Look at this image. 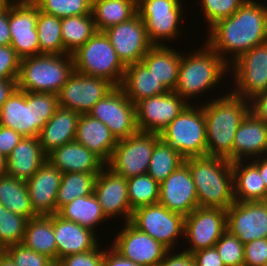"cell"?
<instances>
[{
    "instance_id": "b9f144b4",
    "label": "cell",
    "mask_w": 267,
    "mask_h": 266,
    "mask_svg": "<svg viewBox=\"0 0 267 266\" xmlns=\"http://www.w3.org/2000/svg\"><path fill=\"white\" fill-rule=\"evenodd\" d=\"M28 219L0 205V249L22 243Z\"/></svg>"
},
{
    "instance_id": "7dc6e473",
    "label": "cell",
    "mask_w": 267,
    "mask_h": 266,
    "mask_svg": "<svg viewBox=\"0 0 267 266\" xmlns=\"http://www.w3.org/2000/svg\"><path fill=\"white\" fill-rule=\"evenodd\" d=\"M96 248L60 258L62 266H104V249Z\"/></svg>"
},
{
    "instance_id": "f907efd6",
    "label": "cell",
    "mask_w": 267,
    "mask_h": 266,
    "mask_svg": "<svg viewBox=\"0 0 267 266\" xmlns=\"http://www.w3.org/2000/svg\"><path fill=\"white\" fill-rule=\"evenodd\" d=\"M22 138L15 130L0 125V154L7 158Z\"/></svg>"
},
{
    "instance_id": "6f0895ef",
    "label": "cell",
    "mask_w": 267,
    "mask_h": 266,
    "mask_svg": "<svg viewBox=\"0 0 267 266\" xmlns=\"http://www.w3.org/2000/svg\"><path fill=\"white\" fill-rule=\"evenodd\" d=\"M17 89V80L0 79V107Z\"/></svg>"
},
{
    "instance_id": "ba28073f",
    "label": "cell",
    "mask_w": 267,
    "mask_h": 266,
    "mask_svg": "<svg viewBox=\"0 0 267 266\" xmlns=\"http://www.w3.org/2000/svg\"><path fill=\"white\" fill-rule=\"evenodd\" d=\"M76 72L101 77L121 86L126 66L119 59L104 32L97 31L83 46L72 53Z\"/></svg>"
},
{
    "instance_id": "4316f807",
    "label": "cell",
    "mask_w": 267,
    "mask_h": 266,
    "mask_svg": "<svg viewBox=\"0 0 267 266\" xmlns=\"http://www.w3.org/2000/svg\"><path fill=\"white\" fill-rule=\"evenodd\" d=\"M46 160L38 137H23L6 158V174L26 181Z\"/></svg>"
},
{
    "instance_id": "60d3db41",
    "label": "cell",
    "mask_w": 267,
    "mask_h": 266,
    "mask_svg": "<svg viewBox=\"0 0 267 266\" xmlns=\"http://www.w3.org/2000/svg\"><path fill=\"white\" fill-rule=\"evenodd\" d=\"M128 199L132 210L158 203L160 184L149 174L127 179Z\"/></svg>"
},
{
    "instance_id": "db71d44e",
    "label": "cell",
    "mask_w": 267,
    "mask_h": 266,
    "mask_svg": "<svg viewBox=\"0 0 267 266\" xmlns=\"http://www.w3.org/2000/svg\"><path fill=\"white\" fill-rule=\"evenodd\" d=\"M250 112L267 124V90L249 100Z\"/></svg>"
},
{
    "instance_id": "c3c4849f",
    "label": "cell",
    "mask_w": 267,
    "mask_h": 266,
    "mask_svg": "<svg viewBox=\"0 0 267 266\" xmlns=\"http://www.w3.org/2000/svg\"><path fill=\"white\" fill-rule=\"evenodd\" d=\"M21 58L10 46H0V79L17 80Z\"/></svg>"
},
{
    "instance_id": "6da1fadb",
    "label": "cell",
    "mask_w": 267,
    "mask_h": 266,
    "mask_svg": "<svg viewBox=\"0 0 267 266\" xmlns=\"http://www.w3.org/2000/svg\"><path fill=\"white\" fill-rule=\"evenodd\" d=\"M208 30L205 43L230 65L241 54L267 41V6L246 0L231 16Z\"/></svg>"
},
{
    "instance_id": "8d00e7d4",
    "label": "cell",
    "mask_w": 267,
    "mask_h": 266,
    "mask_svg": "<svg viewBox=\"0 0 267 266\" xmlns=\"http://www.w3.org/2000/svg\"><path fill=\"white\" fill-rule=\"evenodd\" d=\"M61 32L64 49L74 53L83 46L96 32L92 14L61 18Z\"/></svg>"
},
{
    "instance_id": "d590c367",
    "label": "cell",
    "mask_w": 267,
    "mask_h": 266,
    "mask_svg": "<svg viewBox=\"0 0 267 266\" xmlns=\"http://www.w3.org/2000/svg\"><path fill=\"white\" fill-rule=\"evenodd\" d=\"M0 205L28 220L38 216L33 211L26 181L7 174L0 176Z\"/></svg>"
},
{
    "instance_id": "5bb4252c",
    "label": "cell",
    "mask_w": 267,
    "mask_h": 266,
    "mask_svg": "<svg viewBox=\"0 0 267 266\" xmlns=\"http://www.w3.org/2000/svg\"><path fill=\"white\" fill-rule=\"evenodd\" d=\"M116 86L109 80L74 71L58 93V106L88 114Z\"/></svg>"
},
{
    "instance_id": "ac0fdd59",
    "label": "cell",
    "mask_w": 267,
    "mask_h": 266,
    "mask_svg": "<svg viewBox=\"0 0 267 266\" xmlns=\"http://www.w3.org/2000/svg\"><path fill=\"white\" fill-rule=\"evenodd\" d=\"M103 32L125 66L141 62L153 46L148 38L145 23L138 14L128 21L109 27Z\"/></svg>"
},
{
    "instance_id": "f546056e",
    "label": "cell",
    "mask_w": 267,
    "mask_h": 266,
    "mask_svg": "<svg viewBox=\"0 0 267 266\" xmlns=\"http://www.w3.org/2000/svg\"><path fill=\"white\" fill-rule=\"evenodd\" d=\"M180 51L166 45H153L141 62L167 91H174L178 82Z\"/></svg>"
},
{
    "instance_id": "6125c7cd",
    "label": "cell",
    "mask_w": 267,
    "mask_h": 266,
    "mask_svg": "<svg viewBox=\"0 0 267 266\" xmlns=\"http://www.w3.org/2000/svg\"><path fill=\"white\" fill-rule=\"evenodd\" d=\"M48 266H62V264L58 260H56L51 261Z\"/></svg>"
},
{
    "instance_id": "cb8c5ba5",
    "label": "cell",
    "mask_w": 267,
    "mask_h": 266,
    "mask_svg": "<svg viewBox=\"0 0 267 266\" xmlns=\"http://www.w3.org/2000/svg\"><path fill=\"white\" fill-rule=\"evenodd\" d=\"M264 154V155H263ZM267 155V124L251 112L243 119L233 140V162Z\"/></svg>"
},
{
    "instance_id": "277c9868",
    "label": "cell",
    "mask_w": 267,
    "mask_h": 266,
    "mask_svg": "<svg viewBox=\"0 0 267 266\" xmlns=\"http://www.w3.org/2000/svg\"><path fill=\"white\" fill-rule=\"evenodd\" d=\"M58 107V94L16 89L0 107V125L23 137H38Z\"/></svg>"
},
{
    "instance_id": "2e32d148",
    "label": "cell",
    "mask_w": 267,
    "mask_h": 266,
    "mask_svg": "<svg viewBox=\"0 0 267 266\" xmlns=\"http://www.w3.org/2000/svg\"><path fill=\"white\" fill-rule=\"evenodd\" d=\"M227 212L223 209L195 208L185 217L184 237L189 248L183 250L190 254L213 247L227 231ZM191 246V247H190Z\"/></svg>"
},
{
    "instance_id": "3957f363",
    "label": "cell",
    "mask_w": 267,
    "mask_h": 266,
    "mask_svg": "<svg viewBox=\"0 0 267 266\" xmlns=\"http://www.w3.org/2000/svg\"><path fill=\"white\" fill-rule=\"evenodd\" d=\"M195 184L198 207L226 210L235 202L232 162L221 157L184 160Z\"/></svg>"
},
{
    "instance_id": "ab89813d",
    "label": "cell",
    "mask_w": 267,
    "mask_h": 266,
    "mask_svg": "<svg viewBox=\"0 0 267 266\" xmlns=\"http://www.w3.org/2000/svg\"><path fill=\"white\" fill-rule=\"evenodd\" d=\"M184 160L180 154L172 151L160 138L155 143L147 174L160 184L183 164Z\"/></svg>"
},
{
    "instance_id": "30bf717a",
    "label": "cell",
    "mask_w": 267,
    "mask_h": 266,
    "mask_svg": "<svg viewBox=\"0 0 267 266\" xmlns=\"http://www.w3.org/2000/svg\"><path fill=\"white\" fill-rule=\"evenodd\" d=\"M183 11L181 0H137V14L153 45H166L164 40H174L180 34Z\"/></svg>"
},
{
    "instance_id": "ffe728a7",
    "label": "cell",
    "mask_w": 267,
    "mask_h": 266,
    "mask_svg": "<svg viewBox=\"0 0 267 266\" xmlns=\"http://www.w3.org/2000/svg\"><path fill=\"white\" fill-rule=\"evenodd\" d=\"M227 231L242 244L267 239V201H235L227 209Z\"/></svg>"
},
{
    "instance_id": "e575fe53",
    "label": "cell",
    "mask_w": 267,
    "mask_h": 266,
    "mask_svg": "<svg viewBox=\"0 0 267 266\" xmlns=\"http://www.w3.org/2000/svg\"><path fill=\"white\" fill-rule=\"evenodd\" d=\"M57 214L69 221L76 222L82 227L96 233V225L103 223L108 218L103 213L95 194L77 197L70 203L61 207Z\"/></svg>"
},
{
    "instance_id": "ee69618b",
    "label": "cell",
    "mask_w": 267,
    "mask_h": 266,
    "mask_svg": "<svg viewBox=\"0 0 267 266\" xmlns=\"http://www.w3.org/2000/svg\"><path fill=\"white\" fill-rule=\"evenodd\" d=\"M225 266H244V244L226 231L214 245Z\"/></svg>"
},
{
    "instance_id": "d4e9b609",
    "label": "cell",
    "mask_w": 267,
    "mask_h": 266,
    "mask_svg": "<svg viewBox=\"0 0 267 266\" xmlns=\"http://www.w3.org/2000/svg\"><path fill=\"white\" fill-rule=\"evenodd\" d=\"M53 230L57 244V260L64 256L90 251L99 243L96 233L53 214Z\"/></svg>"
},
{
    "instance_id": "8fae6325",
    "label": "cell",
    "mask_w": 267,
    "mask_h": 266,
    "mask_svg": "<svg viewBox=\"0 0 267 266\" xmlns=\"http://www.w3.org/2000/svg\"><path fill=\"white\" fill-rule=\"evenodd\" d=\"M184 222V216L170 211L160 203L136 208L129 220L137 230L150 235L171 251L180 235L184 236Z\"/></svg>"
},
{
    "instance_id": "d6986e66",
    "label": "cell",
    "mask_w": 267,
    "mask_h": 266,
    "mask_svg": "<svg viewBox=\"0 0 267 266\" xmlns=\"http://www.w3.org/2000/svg\"><path fill=\"white\" fill-rule=\"evenodd\" d=\"M124 224L111 246L123 257L139 265H159L169 249L150 235L137 230L129 222Z\"/></svg>"
},
{
    "instance_id": "816d5d0a",
    "label": "cell",
    "mask_w": 267,
    "mask_h": 266,
    "mask_svg": "<svg viewBox=\"0 0 267 266\" xmlns=\"http://www.w3.org/2000/svg\"><path fill=\"white\" fill-rule=\"evenodd\" d=\"M196 266H225L215 246L192 253Z\"/></svg>"
},
{
    "instance_id": "f1b7e54d",
    "label": "cell",
    "mask_w": 267,
    "mask_h": 266,
    "mask_svg": "<svg viewBox=\"0 0 267 266\" xmlns=\"http://www.w3.org/2000/svg\"><path fill=\"white\" fill-rule=\"evenodd\" d=\"M79 118L78 112L58 107L38 135L43 151L49 154L55 148L75 141Z\"/></svg>"
},
{
    "instance_id": "680465c9",
    "label": "cell",
    "mask_w": 267,
    "mask_h": 266,
    "mask_svg": "<svg viewBox=\"0 0 267 266\" xmlns=\"http://www.w3.org/2000/svg\"><path fill=\"white\" fill-rule=\"evenodd\" d=\"M256 159L251 161H254L252 163L259 169V173L267 189V155Z\"/></svg>"
},
{
    "instance_id": "7a4b0ae2",
    "label": "cell",
    "mask_w": 267,
    "mask_h": 266,
    "mask_svg": "<svg viewBox=\"0 0 267 266\" xmlns=\"http://www.w3.org/2000/svg\"><path fill=\"white\" fill-rule=\"evenodd\" d=\"M203 104L207 156L233 162V140L237 128L250 112V102L231 92Z\"/></svg>"
},
{
    "instance_id": "be15d7a7",
    "label": "cell",
    "mask_w": 267,
    "mask_h": 266,
    "mask_svg": "<svg viewBox=\"0 0 267 266\" xmlns=\"http://www.w3.org/2000/svg\"><path fill=\"white\" fill-rule=\"evenodd\" d=\"M6 0H0V6L5 2Z\"/></svg>"
},
{
    "instance_id": "603a6c76",
    "label": "cell",
    "mask_w": 267,
    "mask_h": 266,
    "mask_svg": "<svg viewBox=\"0 0 267 266\" xmlns=\"http://www.w3.org/2000/svg\"><path fill=\"white\" fill-rule=\"evenodd\" d=\"M63 173L46 160L26 180L33 211L38 215L56 214V199Z\"/></svg>"
},
{
    "instance_id": "44dd1931",
    "label": "cell",
    "mask_w": 267,
    "mask_h": 266,
    "mask_svg": "<svg viewBox=\"0 0 267 266\" xmlns=\"http://www.w3.org/2000/svg\"><path fill=\"white\" fill-rule=\"evenodd\" d=\"M158 203L184 217L198 208L195 184L185 162L160 183Z\"/></svg>"
},
{
    "instance_id": "4dcf8cb0",
    "label": "cell",
    "mask_w": 267,
    "mask_h": 266,
    "mask_svg": "<svg viewBox=\"0 0 267 266\" xmlns=\"http://www.w3.org/2000/svg\"><path fill=\"white\" fill-rule=\"evenodd\" d=\"M234 199L238 202L267 201V189L259 169L248 161L232 162Z\"/></svg>"
},
{
    "instance_id": "5b68a950",
    "label": "cell",
    "mask_w": 267,
    "mask_h": 266,
    "mask_svg": "<svg viewBox=\"0 0 267 266\" xmlns=\"http://www.w3.org/2000/svg\"><path fill=\"white\" fill-rule=\"evenodd\" d=\"M229 68V64L204 42L201 49L188 56L181 53L178 82L174 91L190 104L189 99L220 85L224 74L230 72Z\"/></svg>"
},
{
    "instance_id": "bcb514c9",
    "label": "cell",
    "mask_w": 267,
    "mask_h": 266,
    "mask_svg": "<svg viewBox=\"0 0 267 266\" xmlns=\"http://www.w3.org/2000/svg\"><path fill=\"white\" fill-rule=\"evenodd\" d=\"M3 251L16 266H48L52 261L47 256L27 248L22 243L7 246Z\"/></svg>"
},
{
    "instance_id": "8992f818",
    "label": "cell",
    "mask_w": 267,
    "mask_h": 266,
    "mask_svg": "<svg viewBox=\"0 0 267 266\" xmlns=\"http://www.w3.org/2000/svg\"><path fill=\"white\" fill-rule=\"evenodd\" d=\"M75 71L72 54H39L22 58L17 89L58 94Z\"/></svg>"
},
{
    "instance_id": "52a82bcc",
    "label": "cell",
    "mask_w": 267,
    "mask_h": 266,
    "mask_svg": "<svg viewBox=\"0 0 267 266\" xmlns=\"http://www.w3.org/2000/svg\"><path fill=\"white\" fill-rule=\"evenodd\" d=\"M160 138L184 159L207 156L203 106L188 104L160 133Z\"/></svg>"
},
{
    "instance_id": "836d02e7",
    "label": "cell",
    "mask_w": 267,
    "mask_h": 266,
    "mask_svg": "<svg viewBox=\"0 0 267 266\" xmlns=\"http://www.w3.org/2000/svg\"><path fill=\"white\" fill-rule=\"evenodd\" d=\"M92 16L97 31L128 21L137 14V0H92Z\"/></svg>"
},
{
    "instance_id": "91938a15",
    "label": "cell",
    "mask_w": 267,
    "mask_h": 266,
    "mask_svg": "<svg viewBox=\"0 0 267 266\" xmlns=\"http://www.w3.org/2000/svg\"><path fill=\"white\" fill-rule=\"evenodd\" d=\"M0 266H16L13 260L4 252H0Z\"/></svg>"
},
{
    "instance_id": "f5cc1de1",
    "label": "cell",
    "mask_w": 267,
    "mask_h": 266,
    "mask_svg": "<svg viewBox=\"0 0 267 266\" xmlns=\"http://www.w3.org/2000/svg\"><path fill=\"white\" fill-rule=\"evenodd\" d=\"M171 250L165 255L164 260L157 266H196L192 254L186 251L170 254Z\"/></svg>"
},
{
    "instance_id": "74e56055",
    "label": "cell",
    "mask_w": 267,
    "mask_h": 266,
    "mask_svg": "<svg viewBox=\"0 0 267 266\" xmlns=\"http://www.w3.org/2000/svg\"><path fill=\"white\" fill-rule=\"evenodd\" d=\"M99 173H64L61 178L56 199V213L73 199L94 193L97 175Z\"/></svg>"
},
{
    "instance_id": "7402d4cb",
    "label": "cell",
    "mask_w": 267,
    "mask_h": 266,
    "mask_svg": "<svg viewBox=\"0 0 267 266\" xmlns=\"http://www.w3.org/2000/svg\"><path fill=\"white\" fill-rule=\"evenodd\" d=\"M94 194L108 220L123 216V220L129 222L133 210L128 199L126 178L105 166L97 175Z\"/></svg>"
},
{
    "instance_id": "d6a6232c",
    "label": "cell",
    "mask_w": 267,
    "mask_h": 266,
    "mask_svg": "<svg viewBox=\"0 0 267 266\" xmlns=\"http://www.w3.org/2000/svg\"><path fill=\"white\" fill-rule=\"evenodd\" d=\"M22 244L41 253L52 261L57 260V244L53 230V214L40 215L27 221Z\"/></svg>"
},
{
    "instance_id": "83f0119b",
    "label": "cell",
    "mask_w": 267,
    "mask_h": 266,
    "mask_svg": "<svg viewBox=\"0 0 267 266\" xmlns=\"http://www.w3.org/2000/svg\"><path fill=\"white\" fill-rule=\"evenodd\" d=\"M75 141L84 145L105 164L109 161L118 142L102 121L89 114H80Z\"/></svg>"
},
{
    "instance_id": "681fc988",
    "label": "cell",
    "mask_w": 267,
    "mask_h": 266,
    "mask_svg": "<svg viewBox=\"0 0 267 266\" xmlns=\"http://www.w3.org/2000/svg\"><path fill=\"white\" fill-rule=\"evenodd\" d=\"M267 262V239L260 238L244 244V266H264Z\"/></svg>"
},
{
    "instance_id": "e0dca14e",
    "label": "cell",
    "mask_w": 267,
    "mask_h": 266,
    "mask_svg": "<svg viewBox=\"0 0 267 266\" xmlns=\"http://www.w3.org/2000/svg\"><path fill=\"white\" fill-rule=\"evenodd\" d=\"M139 132L160 133L188 103L175 91L144 98L136 104Z\"/></svg>"
},
{
    "instance_id": "9c48e42d",
    "label": "cell",
    "mask_w": 267,
    "mask_h": 266,
    "mask_svg": "<svg viewBox=\"0 0 267 266\" xmlns=\"http://www.w3.org/2000/svg\"><path fill=\"white\" fill-rule=\"evenodd\" d=\"M159 139V133L138 131L119 140L105 166L126 179L147 174L155 143Z\"/></svg>"
},
{
    "instance_id": "f6af8a7d",
    "label": "cell",
    "mask_w": 267,
    "mask_h": 266,
    "mask_svg": "<svg viewBox=\"0 0 267 266\" xmlns=\"http://www.w3.org/2000/svg\"><path fill=\"white\" fill-rule=\"evenodd\" d=\"M246 0H200L209 28L231 16Z\"/></svg>"
},
{
    "instance_id": "4fadbf2b",
    "label": "cell",
    "mask_w": 267,
    "mask_h": 266,
    "mask_svg": "<svg viewBox=\"0 0 267 266\" xmlns=\"http://www.w3.org/2000/svg\"><path fill=\"white\" fill-rule=\"evenodd\" d=\"M88 114L102 121L117 141L138 132L136 105L126 97L120 86L100 99Z\"/></svg>"
},
{
    "instance_id": "1f68e13d",
    "label": "cell",
    "mask_w": 267,
    "mask_h": 266,
    "mask_svg": "<svg viewBox=\"0 0 267 266\" xmlns=\"http://www.w3.org/2000/svg\"><path fill=\"white\" fill-rule=\"evenodd\" d=\"M120 87L133 104H136L144 98L167 92L160 81H157L151 71L142 62L126 66Z\"/></svg>"
},
{
    "instance_id": "11a10c76",
    "label": "cell",
    "mask_w": 267,
    "mask_h": 266,
    "mask_svg": "<svg viewBox=\"0 0 267 266\" xmlns=\"http://www.w3.org/2000/svg\"><path fill=\"white\" fill-rule=\"evenodd\" d=\"M11 44V35L8 19V0L0 6V46Z\"/></svg>"
},
{
    "instance_id": "7bdbcfd3",
    "label": "cell",
    "mask_w": 267,
    "mask_h": 266,
    "mask_svg": "<svg viewBox=\"0 0 267 266\" xmlns=\"http://www.w3.org/2000/svg\"><path fill=\"white\" fill-rule=\"evenodd\" d=\"M38 10L58 18L92 14V0H31Z\"/></svg>"
},
{
    "instance_id": "484cf974",
    "label": "cell",
    "mask_w": 267,
    "mask_h": 266,
    "mask_svg": "<svg viewBox=\"0 0 267 266\" xmlns=\"http://www.w3.org/2000/svg\"><path fill=\"white\" fill-rule=\"evenodd\" d=\"M47 160L63 174L71 172L99 173L105 163L77 141L66 143L47 154Z\"/></svg>"
},
{
    "instance_id": "f35d334b",
    "label": "cell",
    "mask_w": 267,
    "mask_h": 266,
    "mask_svg": "<svg viewBox=\"0 0 267 266\" xmlns=\"http://www.w3.org/2000/svg\"><path fill=\"white\" fill-rule=\"evenodd\" d=\"M37 31L40 54H69L62 42L61 18L46 14L37 7Z\"/></svg>"
},
{
    "instance_id": "9f6ffc18",
    "label": "cell",
    "mask_w": 267,
    "mask_h": 266,
    "mask_svg": "<svg viewBox=\"0 0 267 266\" xmlns=\"http://www.w3.org/2000/svg\"><path fill=\"white\" fill-rule=\"evenodd\" d=\"M104 266H142L123 257L112 246L104 250Z\"/></svg>"
},
{
    "instance_id": "7c38bea8",
    "label": "cell",
    "mask_w": 267,
    "mask_h": 266,
    "mask_svg": "<svg viewBox=\"0 0 267 266\" xmlns=\"http://www.w3.org/2000/svg\"><path fill=\"white\" fill-rule=\"evenodd\" d=\"M234 75L232 94L246 100L267 90V41L241 54L229 65ZM233 66V67H232Z\"/></svg>"
},
{
    "instance_id": "94428289",
    "label": "cell",
    "mask_w": 267,
    "mask_h": 266,
    "mask_svg": "<svg viewBox=\"0 0 267 266\" xmlns=\"http://www.w3.org/2000/svg\"><path fill=\"white\" fill-rule=\"evenodd\" d=\"M6 158L0 154V176L6 174Z\"/></svg>"
},
{
    "instance_id": "9a60e30c",
    "label": "cell",
    "mask_w": 267,
    "mask_h": 266,
    "mask_svg": "<svg viewBox=\"0 0 267 266\" xmlns=\"http://www.w3.org/2000/svg\"><path fill=\"white\" fill-rule=\"evenodd\" d=\"M10 46L22 59L40 54L37 6L31 0H8Z\"/></svg>"
}]
</instances>
